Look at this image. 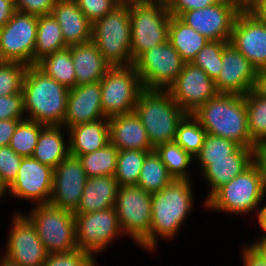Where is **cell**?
<instances>
[{
	"label": "cell",
	"mask_w": 266,
	"mask_h": 266,
	"mask_svg": "<svg viewBox=\"0 0 266 266\" xmlns=\"http://www.w3.org/2000/svg\"><path fill=\"white\" fill-rule=\"evenodd\" d=\"M222 0H169L166 4L172 16L180 17L184 12L203 9Z\"/></svg>",
	"instance_id": "cell-47"
},
{
	"label": "cell",
	"mask_w": 266,
	"mask_h": 266,
	"mask_svg": "<svg viewBox=\"0 0 266 266\" xmlns=\"http://www.w3.org/2000/svg\"><path fill=\"white\" fill-rule=\"evenodd\" d=\"M192 115L208 134L232 140L240 146L256 147L248 131L245 96L217 94Z\"/></svg>",
	"instance_id": "cell-3"
},
{
	"label": "cell",
	"mask_w": 266,
	"mask_h": 266,
	"mask_svg": "<svg viewBox=\"0 0 266 266\" xmlns=\"http://www.w3.org/2000/svg\"><path fill=\"white\" fill-rule=\"evenodd\" d=\"M51 14L59 24L68 47L91 41L92 23L74 0H57Z\"/></svg>",
	"instance_id": "cell-24"
},
{
	"label": "cell",
	"mask_w": 266,
	"mask_h": 266,
	"mask_svg": "<svg viewBox=\"0 0 266 266\" xmlns=\"http://www.w3.org/2000/svg\"><path fill=\"white\" fill-rule=\"evenodd\" d=\"M96 263L90 254L77 248L70 252L47 255L42 266H98Z\"/></svg>",
	"instance_id": "cell-42"
},
{
	"label": "cell",
	"mask_w": 266,
	"mask_h": 266,
	"mask_svg": "<svg viewBox=\"0 0 266 266\" xmlns=\"http://www.w3.org/2000/svg\"><path fill=\"white\" fill-rule=\"evenodd\" d=\"M38 16L15 11L0 28V60L33 65Z\"/></svg>",
	"instance_id": "cell-13"
},
{
	"label": "cell",
	"mask_w": 266,
	"mask_h": 266,
	"mask_svg": "<svg viewBox=\"0 0 266 266\" xmlns=\"http://www.w3.org/2000/svg\"><path fill=\"white\" fill-rule=\"evenodd\" d=\"M45 125L24 119L17 125L9 147L22 157H31Z\"/></svg>",
	"instance_id": "cell-38"
},
{
	"label": "cell",
	"mask_w": 266,
	"mask_h": 266,
	"mask_svg": "<svg viewBox=\"0 0 266 266\" xmlns=\"http://www.w3.org/2000/svg\"><path fill=\"white\" fill-rule=\"evenodd\" d=\"M200 167L201 176L209 185L205 202L223 185L244 172L255 162V148L240 146L235 152L220 160H194Z\"/></svg>",
	"instance_id": "cell-21"
},
{
	"label": "cell",
	"mask_w": 266,
	"mask_h": 266,
	"mask_svg": "<svg viewBox=\"0 0 266 266\" xmlns=\"http://www.w3.org/2000/svg\"><path fill=\"white\" fill-rule=\"evenodd\" d=\"M184 63L167 40L143 52L133 65L143 89L167 90L182 71Z\"/></svg>",
	"instance_id": "cell-11"
},
{
	"label": "cell",
	"mask_w": 266,
	"mask_h": 266,
	"mask_svg": "<svg viewBox=\"0 0 266 266\" xmlns=\"http://www.w3.org/2000/svg\"><path fill=\"white\" fill-rule=\"evenodd\" d=\"M229 43L257 69L266 67V24L251 13H239Z\"/></svg>",
	"instance_id": "cell-19"
},
{
	"label": "cell",
	"mask_w": 266,
	"mask_h": 266,
	"mask_svg": "<svg viewBox=\"0 0 266 266\" xmlns=\"http://www.w3.org/2000/svg\"><path fill=\"white\" fill-rule=\"evenodd\" d=\"M0 266H19V265H16L15 263L11 262L2 255L0 259Z\"/></svg>",
	"instance_id": "cell-57"
},
{
	"label": "cell",
	"mask_w": 266,
	"mask_h": 266,
	"mask_svg": "<svg viewBox=\"0 0 266 266\" xmlns=\"http://www.w3.org/2000/svg\"><path fill=\"white\" fill-rule=\"evenodd\" d=\"M67 47L61 28L52 14L39 16L33 65H36L45 56Z\"/></svg>",
	"instance_id": "cell-30"
},
{
	"label": "cell",
	"mask_w": 266,
	"mask_h": 266,
	"mask_svg": "<svg viewBox=\"0 0 266 266\" xmlns=\"http://www.w3.org/2000/svg\"><path fill=\"white\" fill-rule=\"evenodd\" d=\"M167 91L187 114H192L218 94L215 81L192 63H184L182 71Z\"/></svg>",
	"instance_id": "cell-15"
},
{
	"label": "cell",
	"mask_w": 266,
	"mask_h": 266,
	"mask_svg": "<svg viewBox=\"0 0 266 266\" xmlns=\"http://www.w3.org/2000/svg\"><path fill=\"white\" fill-rule=\"evenodd\" d=\"M245 104L252 142L256 146L266 144V98L251 90L245 95Z\"/></svg>",
	"instance_id": "cell-35"
},
{
	"label": "cell",
	"mask_w": 266,
	"mask_h": 266,
	"mask_svg": "<svg viewBox=\"0 0 266 266\" xmlns=\"http://www.w3.org/2000/svg\"><path fill=\"white\" fill-rule=\"evenodd\" d=\"M91 41L111 67L134 64L129 1H122L103 18L92 23Z\"/></svg>",
	"instance_id": "cell-6"
},
{
	"label": "cell",
	"mask_w": 266,
	"mask_h": 266,
	"mask_svg": "<svg viewBox=\"0 0 266 266\" xmlns=\"http://www.w3.org/2000/svg\"><path fill=\"white\" fill-rule=\"evenodd\" d=\"M255 162L261 169L263 185L266 194V144L255 147Z\"/></svg>",
	"instance_id": "cell-51"
},
{
	"label": "cell",
	"mask_w": 266,
	"mask_h": 266,
	"mask_svg": "<svg viewBox=\"0 0 266 266\" xmlns=\"http://www.w3.org/2000/svg\"><path fill=\"white\" fill-rule=\"evenodd\" d=\"M7 194V189L0 182V199L4 198Z\"/></svg>",
	"instance_id": "cell-58"
},
{
	"label": "cell",
	"mask_w": 266,
	"mask_h": 266,
	"mask_svg": "<svg viewBox=\"0 0 266 266\" xmlns=\"http://www.w3.org/2000/svg\"><path fill=\"white\" fill-rule=\"evenodd\" d=\"M229 41H209L191 62L205 71L212 80H216L222 69L223 49Z\"/></svg>",
	"instance_id": "cell-39"
},
{
	"label": "cell",
	"mask_w": 266,
	"mask_h": 266,
	"mask_svg": "<svg viewBox=\"0 0 266 266\" xmlns=\"http://www.w3.org/2000/svg\"><path fill=\"white\" fill-rule=\"evenodd\" d=\"M74 216L77 247L93 258L104 252L116 238L124 236L114 207Z\"/></svg>",
	"instance_id": "cell-12"
},
{
	"label": "cell",
	"mask_w": 266,
	"mask_h": 266,
	"mask_svg": "<svg viewBox=\"0 0 266 266\" xmlns=\"http://www.w3.org/2000/svg\"><path fill=\"white\" fill-rule=\"evenodd\" d=\"M10 225L2 255L19 266H42L48 254L36 228L23 211H15Z\"/></svg>",
	"instance_id": "cell-14"
},
{
	"label": "cell",
	"mask_w": 266,
	"mask_h": 266,
	"mask_svg": "<svg viewBox=\"0 0 266 266\" xmlns=\"http://www.w3.org/2000/svg\"><path fill=\"white\" fill-rule=\"evenodd\" d=\"M206 135L200 122L192 114H187L177 127L174 141L194 158L202 148Z\"/></svg>",
	"instance_id": "cell-37"
},
{
	"label": "cell",
	"mask_w": 266,
	"mask_h": 266,
	"mask_svg": "<svg viewBox=\"0 0 266 266\" xmlns=\"http://www.w3.org/2000/svg\"><path fill=\"white\" fill-rule=\"evenodd\" d=\"M238 13H250L255 7L257 0H224Z\"/></svg>",
	"instance_id": "cell-53"
},
{
	"label": "cell",
	"mask_w": 266,
	"mask_h": 266,
	"mask_svg": "<svg viewBox=\"0 0 266 266\" xmlns=\"http://www.w3.org/2000/svg\"><path fill=\"white\" fill-rule=\"evenodd\" d=\"M36 66L68 89L76 86L74 63L68 47L45 56Z\"/></svg>",
	"instance_id": "cell-31"
},
{
	"label": "cell",
	"mask_w": 266,
	"mask_h": 266,
	"mask_svg": "<svg viewBox=\"0 0 266 266\" xmlns=\"http://www.w3.org/2000/svg\"><path fill=\"white\" fill-rule=\"evenodd\" d=\"M22 92L26 119L45 126L64 125L67 87L31 65L27 67Z\"/></svg>",
	"instance_id": "cell-2"
},
{
	"label": "cell",
	"mask_w": 266,
	"mask_h": 266,
	"mask_svg": "<svg viewBox=\"0 0 266 266\" xmlns=\"http://www.w3.org/2000/svg\"><path fill=\"white\" fill-rule=\"evenodd\" d=\"M100 83L102 110L106 118L134 112L143 90L134 65L111 67Z\"/></svg>",
	"instance_id": "cell-10"
},
{
	"label": "cell",
	"mask_w": 266,
	"mask_h": 266,
	"mask_svg": "<svg viewBox=\"0 0 266 266\" xmlns=\"http://www.w3.org/2000/svg\"><path fill=\"white\" fill-rule=\"evenodd\" d=\"M118 183L114 176L88 178L74 214L93 213L115 205Z\"/></svg>",
	"instance_id": "cell-27"
},
{
	"label": "cell",
	"mask_w": 266,
	"mask_h": 266,
	"mask_svg": "<svg viewBox=\"0 0 266 266\" xmlns=\"http://www.w3.org/2000/svg\"><path fill=\"white\" fill-rule=\"evenodd\" d=\"M65 131L67 136L64 135ZM68 155V129H65L64 126H45L40 132L38 142L31 157L54 169Z\"/></svg>",
	"instance_id": "cell-28"
},
{
	"label": "cell",
	"mask_w": 266,
	"mask_h": 266,
	"mask_svg": "<svg viewBox=\"0 0 266 266\" xmlns=\"http://www.w3.org/2000/svg\"><path fill=\"white\" fill-rule=\"evenodd\" d=\"M69 155L78 157L94 152L110 143L109 120L77 124L68 129Z\"/></svg>",
	"instance_id": "cell-26"
},
{
	"label": "cell",
	"mask_w": 266,
	"mask_h": 266,
	"mask_svg": "<svg viewBox=\"0 0 266 266\" xmlns=\"http://www.w3.org/2000/svg\"><path fill=\"white\" fill-rule=\"evenodd\" d=\"M22 158L9 146L0 147V182L6 189L17 177Z\"/></svg>",
	"instance_id": "cell-43"
},
{
	"label": "cell",
	"mask_w": 266,
	"mask_h": 266,
	"mask_svg": "<svg viewBox=\"0 0 266 266\" xmlns=\"http://www.w3.org/2000/svg\"><path fill=\"white\" fill-rule=\"evenodd\" d=\"M243 266H266V261L248 243L241 250Z\"/></svg>",
	"instance_id": "cell-48"
},
{
	"label": "cell",
	"mask_w": 266,
	"mask_h": 266,
	"mask_svg": "<svg viewBox=\"0 0 266 266\" xmlns=\"http://www.w3.org/2000/svg\"><path fill=\"white\" fill-rule=\"evenodd\" d=\"M253 91L266 98V67L257 69Z\"/></svg>",
	"instance_id": "cell-52"
},
{
	"label": "cell",
	"mask_w": 266,
	"mask_h": 266,
	"mask_svg": "<svg viewBox=\"0 0 266 266\" xmlns=\"http://www.w3.org/2000/svg\"><path fill=\"white\" fill-rule=\"evenodd\" d=\"M152 194L138 185L120 186L114 208L124 235L129 236L139 248L150 251Z\"/></svg>",
	"instance_id": "cell-8"
},
{
	"label": "cell",
	"mask_w": 266,
	"mask_h": 266,
	"mask_svg": "<svg viewBox=\"0 0 266 266\" xmlns=\"http://www.w3.org/2000/svg\"><path fill=\"white\" fill-rule=\"evenodd\" d=\"M255 242L250 243L249 245L262 256L266 261V234L262 235L259 240H254Z\"/></svg>",
	"instance_id": "cell-55"
},
{
	"label": "cell",
	"mask_w": 266,
	"mask_h": 266,
	"mask_svg": "<svg viewBox=\"0 0 266 266\" xmlns=\"http://www.w3.org/2000/svg\"><path fill=\"white\" fill-rule=\"evenodd\" d=\"M54 169L33 157H23L17 177L7 188L11 197L30 200L36 204L49 203L53 188Z\"/></svg>",
	"instance_id": "cell-16"
},
{
	"label": "cell",
	"mask_w": 266,
	"mask_h": 266,
	"mask_svg": "<svg viewBox=\"0 0 266 266\" xmlns=\"http://www.w3.org/2000/svg\"><path fill=\"white\" fill-rule=\"evenodd\" d=\"M151 151L120 150L117 156V165L114 177L118 186L137 185L142 164L146 155Z\"/></svg>",
	"instance_id": "cell-36"
},
{
	"label": "cell",
	"mask_w": 266,
	"mask_h": 266,
	"mask_svg": "<svg viewBox=\"0 0 266 266\" xmlns=\"http://www.w3.org/2000/svg\"><path fill=\"white\" fill-rule=\"evenodd\" d=\"M21 120H0V147L9 146L12 135Z\"/></svg>",
	"instance_id": "cell-49"
},
{
	"label": "cell",
	"mask_w": 266,
	"mask_h": 266,
	"mask_svg": "<svg viewBox=\"0 0 266 266\" xmlns=\"http://www.w3.org/2000/svg\"><path fill=\"white\" fill-rule=\"evenodd\" d=\"M15 10L35 16L51 14L57 0H14Z\"/></svg>",
	"instance_id": "cell-46"
},
{
	"label": "cell",
	"mask_w": 266,
	"mask_h": 266,
	"mask_svg": "<svg viewBox=\"0 0 266 266\" xmlns=\"http://www.w3.org/2000/svg\"><path fill=\"white\" fill-rule=\"evenodd\" d=\"M23 92L0 96V120H24Z\"/></svg>",
	"instance_id": "cell-45"
},
{
	"label": "cell",
	"mask_w": 266,
	"mask_h": 266,
	"mask_svg": "<svg viewBox=\"0 0 266 266\" xmlns=\"http://www.w3.org/2000/svg\"><path fill=\"white\" fill-rule=\"evenodd\" d=\"M23 214L36 228L48 255L70 252L78 248L73 211L47 203L36 204L29 213Z\"/></svg>",
	"instance_id": "cell-9"
},
{
	"label": "cell",
	"mask_w": 266,
	"mask_h": 266,
	"mask_svg": "<svg viewBox=\"0 0 266 266\" xmlns=\"http://www.w3.org/2000/svg\"><path fill=\"white\" fill-rule=\"evenodd\" d=\"M265 196L262 172L259 165L254 162L244 172L220 187L205 202V208L217 213L243 216L250 212L252 215L255 211L257 220L261 214Z\"/></svg>",
	"instance_id": "cell-5"
},
{
	"label": "cell",
	"mask_w": 266,
	"mask_h": 266,
	"mask_svg": "<svg viewBox=\"0 0 266 266\" xmlns=\"http://www.w3.org/2000/svg\"><path fill=\"white\" fill-rule=\"evenodd\" d=\"M87 179L78 157L68 155L54 168L49 203L74 212L80 204Z\"/></svg>",
	"instance_id": "cell-17"
},
{
	"label": "cell",
	"mask_w": 266,
	"mask_h": 266,
	"mask_svg": "<svg viewBox=\"0 0 266 266\" xmlns=\"http://www.w3.org/2000/svg\"><path fill=\"white\" fill-rule=\"evenodd\" d=\"M256 68L230 43L223 49L222 69L215 80L218 94L245 96L253 90Z\"/></svg>",
	"instance_id": "cell-20"
},
{
	"label": "cell",
	"mask_w": 266,
	"mask_h": 266,
	"mask_svg": "<svg viewBox=\"0 0 266 266\" xmlns=\"http://www.w3.org/2000/svg\"><path fill=\"white\" fill-rule=\"evenodd\" d=\"M106 118L101 104V83H89L69 89L64 127Z\"/></svg>",
	"instance_id": "cell-22"
},
{
	"label": "cell",
	"mask_w": 266,
	"mask_h": 266,
	"mask_svg": "<svg viewBox=\"0 0 266 266\" xmlns=\"http://www.w3.org/2000/svg\"><path fill=\"white\" fill-rule=\"evenodd\" d=\"M68 48L74 63L76 86L101 81L111 68L92 41Z\"/></svg>",
	"instance_id": "cell-25"
},
{
	"label": "cell",
	"mask_w": 266,
	"mask_h": 266,
	"mask_svg": "<svg viewBox=\"0 0 266 266\" xmlns=\"http://www.w3.org/2000/svg\"><path fill=\"white\" fill-rule=\"evenodd\" d=\"M138 1H150V2H164V3H167L169 0H138Z\"/></svg>",
	"instance_id": "cell-59"
},
{
	"label": "cell",
	"mask_w": 266,
	"mask_h": 266,
	"mask_svg": "<svg viewBox=\"0 0 266 266\" xmlns=\"http://www.w3.org/2000/svg\"><path fill=\"white\" fill-rule=\"evenodd\" d=\"M87 19L93 23L117 7L121 0H74Z\"/></svg>",
	"instance_id": "cell-44"
},
{
	"label": "cell",
	"mask_w": 266,
	"mask_h": 266,
	"mask_svg": "<svg viewBox=\"0 0 266 266\" xmlns=\"http://www.w3.org/2000/svg\"><path fill=\"white\" fill-rule=\"evenodd\" d=\"M250 13L256 19L266 24V0H257L255 7Z\"/></svg>",
	"instance_id": "cell-54"
},
{
	"label": "cell",
	"mask_w": 266,
	"mask_h": 266,
	"mask_svg": "<svg viewBox=\"0 0 266 266\" xmlns=\"http://www.w3.org/2000/svg\"><path fill=\"white\" fill-rule=\"evenodd\" d=\"M117 148L110 142L94 152L78 156L88 178L114 176L117 165Z\"/></svg>",
	"instance_id": "cell-33"
},
{
	"label": "cell",
	"mask_w": 266,
	"mask_h": 266,
	"mask_svg": "<svg viewBox=\"0 0 266 266\" xmlns=\"http://www.w3.org/2000/svg\"><path fill=\"white\" fill-rule=\"evenodd\" d=\"M110 142L120 150L154 151L135 112L108 118Z\"/></svg>",
	"instance_id": "cell-23"
},
{
	"label": "cell",
	"mask_w": 266,
	"mask_h": 266,
	"mask_svg": "<svg viewBox=\"0 0 266 266\" xmlns=\"http://www.w3.org/2000/svg\"><path fill=\"white\" fill-rule=\"evenodd\" d=\"M257 220L262 232H264L263 234H266V203L262 206L261 214Z\"/></svg>",
	"instance_id": "cell-56"
},
{
	"label": "cell",
	"mask_w": 266,
	"mask_h": 266,
	"mask_svg": "<svg viewBox=\"0 0 266 266\" xmlns=\"http://www.w3.org/2000/svg\"><path fill=\"white\" fill-rule=\"evenodd\" d=\"M154 150L174 179L193 178L188 168L194 164V158L175 141L158 145Z\"/></svg>",
	"instance_id": "cell-34"
},
{
	"label": "cell",
	"mask_w": 266,
	"mask_h": 266,
	"mask_svg": "<svg viewBox=\"0 0 266 266\" xmlns=\"http://www.w3.org/2000/svg\"><path fill=\"white\" fill-rule=\"evenodd\" d=\"M240 147L236 142L221 136L208 134L194 160H220L235 152Z\"/></svg>",
	"instance_id": "cell-41"
},
{
	"label": "cell",
	"mask_w": 266,
	"mask_h": 266,
	"mask_svg": "<svg viewBox=\"0 0 266 266\" xmlns=\"http://www.w3.org/2000/svg\"><path fill=\"white\" fill-rule=\"evenodd\" d=\"M168 40L185 63H191L196 54L210 41L188 26L179 17L172 15Z\"/></svg>",
	"instance_id": "cell-29"
},
{
	"label": "cell",
	"mask_w": 266,
	"mask_h": 266,
	"mask_svg": "<svg viewBox=\"0 0 266 266\" xmlns=\"http://www.w3.org/2000/svg\"><path fill=\"white\" fill-rule=\"evenodd\" d=\"M173 180L174 178L168 173L167 167L156 151L149 152L142 164L137 185L152 194L161 191Z\"/></svg>",
	"instance_id": "cell-32"
},
{
	"label": "cell",
	"mask_w": 266,
	"mask_h": 266,
	"mask_svg": "<svg viewBox=\"0 0 266 266\" xmlns=\"http://www.w3.org/2000/svg\"><path fill=\"white\" fill-rule=\"evenodd\" d=\"M15 11L14 0H0V28L11 19Z\"/></svg>",
	"instance_id": "cell-50"
},
{
	"label": "cell",
	"mask_w": 266,
	"mask_h": 266,
	"mask_svg": "<svg viewBox=\"0 0 266 266\" xmlns=\"http://www.w3.org/2000/svg\"><path fill=\"white\" fill-rule=\"evenodd\" d=\"M134 112L141 120L154 149L175 140L177 127L187 115L167 90L160 89H143Z\"/></svg>",
	"instance_id": "cell-4"
},
{
	"label": "cell",
	"mask_w": 266,
	"mask_h": 266,
	"mask_svg": "<svg viewBox=\"0 0 266 266\" xmlns=\"http://www.w3.org/2000/svg\"><path fill=\"white\" fill-rule=\"evenodd\" d=\"M131 54L135 61L143 52L168 40L171 14L164 2L129 0Z\"/></svg>",
	"instance_id": "cell-7"
},
{
	"label": "cell",
	"mask_w": 266,
	"mask_h": 266,
	"mask_svg": "<svg viewBox=\"0 0 266 266\" xmlns=\"http://www.w3.org/2000/svg\"><path fill=\"white\" fill-rule=\"evenodd\" d=\"M27 67L20 62H0V96L22 92Z\"/></svg>",
	"instance_id": "cell-40"
},
{
	"label": "cell",
	"mask_w": 266,
	"mask_h": 266,
	"mask_svg": "<svg viewBox=\"0 0 266 266\" xmlns=\"http://www.w3.org/2000/svg\"><path fill=\"white\" fill-rule=\"evenodd\" d=\"M238 14L222 0L203 9L186 11L179 18L210 41H229Z\"/></svg>",
	"instance_id": "cell-18"
},
{
	"label": "cell",
	"mask_w": 266,
	"mask_h": 266,
	"mask_svg": "<svg viewBox=\"0 0 266 266\" xmlns=\"http://www.w3.org/2000/svg\"><path fill=\"white\" fill-rule=\"evenodd\" d=\"M192 179H174L161 191L152 193L150 251L159 239L173 240L194 209Z\"/></svg>",
	"instance_id": "cell-1"
}]
</instances>
